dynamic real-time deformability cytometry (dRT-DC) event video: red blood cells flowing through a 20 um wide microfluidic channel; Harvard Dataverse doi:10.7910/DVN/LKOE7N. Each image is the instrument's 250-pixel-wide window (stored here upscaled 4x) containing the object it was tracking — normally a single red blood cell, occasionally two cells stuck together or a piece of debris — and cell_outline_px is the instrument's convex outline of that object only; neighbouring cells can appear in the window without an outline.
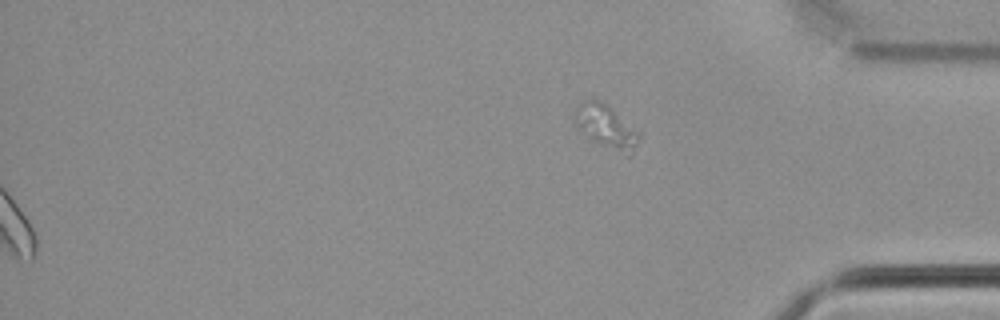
{"species": "common noctule bat (a hibernating species)", "species_latin": "Nyctalus noctula", "temperature_condition": "cold", "stored_images_in_passage": 32, "segment_of_instrument_passage": [2, 2], "camera_frame_rate_fps": 3000, "um_per_image_px": 0.085, "animal": {"sex": "male", "body_mass_g": 21.5, "forearm_length_mm": 52.0}, "frame": {"image": 1, "passage_image": 32, "time_ms": 10.333, "image_size_px": [1000, 320], "cell_outline_px": [[640, 136], [632, 152], [628, 156], [588, 140], [576, 128], [576, 108], [580, 104], [588, 100], [600, 100], [612, 108], [640, 132]], "centroid_in_image_um": [51.52, 10.79], "position_along_channel_um": 383.7, "area_um2": 16.24}}